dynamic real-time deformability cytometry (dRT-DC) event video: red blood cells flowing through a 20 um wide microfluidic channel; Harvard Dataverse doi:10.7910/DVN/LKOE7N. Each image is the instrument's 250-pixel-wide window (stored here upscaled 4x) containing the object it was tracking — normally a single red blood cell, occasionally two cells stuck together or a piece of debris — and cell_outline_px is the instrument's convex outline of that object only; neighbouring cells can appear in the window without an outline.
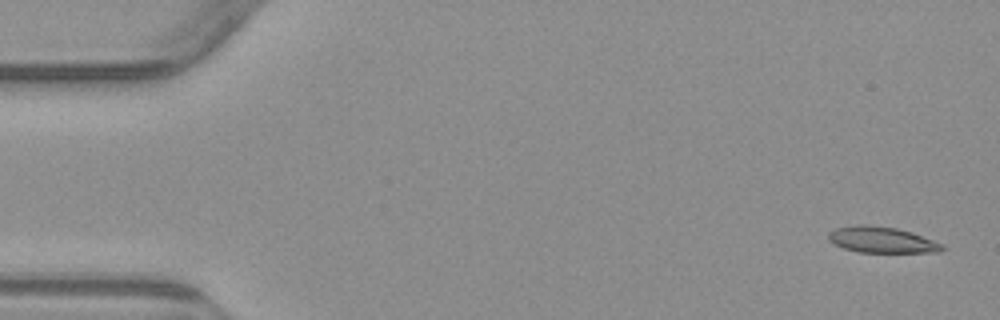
{"species": "common noctule bat (a hibernating species)", "species_latin": "Nyctalus noctula", "temperature_condition": "warm", "stored_images_in_passage": 6, "camera_frame_rate_fps": 3000, "um_per_image_px": 0.085, "animal": {"sex": "male", "body_mass_g": 23.1, "forearm_length_mm": 52.7}, "frame": {"image": 1, "passage_image": 1, "time_ms": 0.0, "image_size_px": [1000, 320], "cell_outline_px": [[948, 248], [940, 252], [860, 252], [844, 248], [832, 244], [828, 240], [828, 232], [836, 228], [860, 224], [868, 224], [896, 228], [912, 232], [944, 244]], "centroid_in_image_um": [74.97, 20.38], "position_along_channel_um": 10.0, "area_um2": 17.46}}